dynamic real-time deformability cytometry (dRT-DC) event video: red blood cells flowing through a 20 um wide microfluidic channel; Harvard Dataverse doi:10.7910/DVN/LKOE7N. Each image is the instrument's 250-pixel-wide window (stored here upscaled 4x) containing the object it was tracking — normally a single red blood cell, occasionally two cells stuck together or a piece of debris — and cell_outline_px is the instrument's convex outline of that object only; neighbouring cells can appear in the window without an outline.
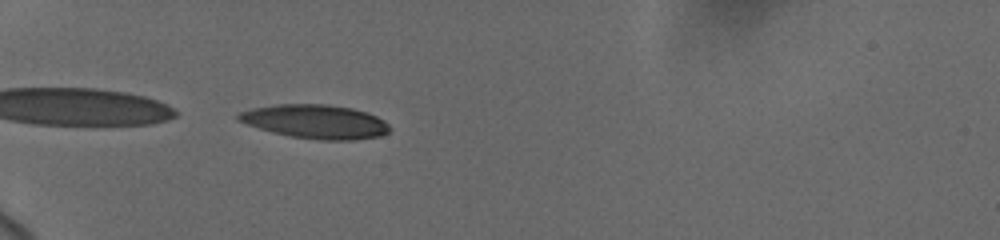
{"species": "human", "species_latin": "Homo sapiens", "temperature_condition": "cold", "stored_images_in_passage": 11, "camera_frame_rate_fps": 3000, "um_per_image_px": 0.085, "donor": {"sex": "female"}, "frame": {"image": 1, "passage_image": 2, "time_ms": 0.333, "image_size_px": [1000, 240], "cell_outline_px": [[388, 132], [380, 136], [352, 140], [320, 140], [292, 136], [272, 132], [236, 120], [236, 116], [240, 112], [252, 108], [276, 104], [328, 104], [352, 108], [368, 112], [384, 120], [388, 124]], "centroid_in_image_um": [26.82, 10.33], "position_along_channel_um": 58.2, "area_um2": 29.77}}
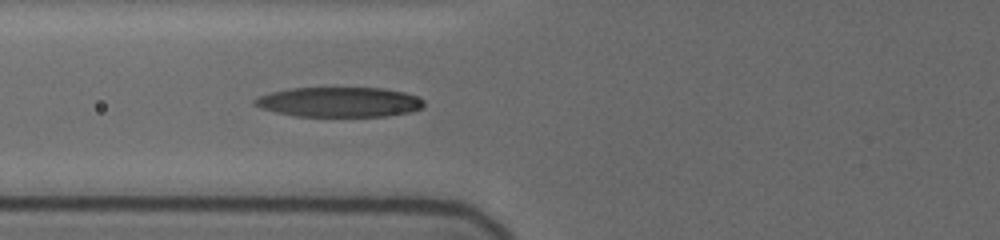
{"frame": {"image": 2, "passage_image": 9, "time_ms": 2.0, "image_size_px": [1000, 240], "cell_outline_px": [[424, 108], [408, 112], [388, 116], [296, 116], [276, 112], [260, 108], [252, 104], [252, 100], [256, 96], [288, 88], [384, 88], [404, 92], [416, 96], [424, 100]], "centroid_in_image_um": [28.81, 8.67], "position_along_channel_um": 97.0, "area_um2": 29.65}}